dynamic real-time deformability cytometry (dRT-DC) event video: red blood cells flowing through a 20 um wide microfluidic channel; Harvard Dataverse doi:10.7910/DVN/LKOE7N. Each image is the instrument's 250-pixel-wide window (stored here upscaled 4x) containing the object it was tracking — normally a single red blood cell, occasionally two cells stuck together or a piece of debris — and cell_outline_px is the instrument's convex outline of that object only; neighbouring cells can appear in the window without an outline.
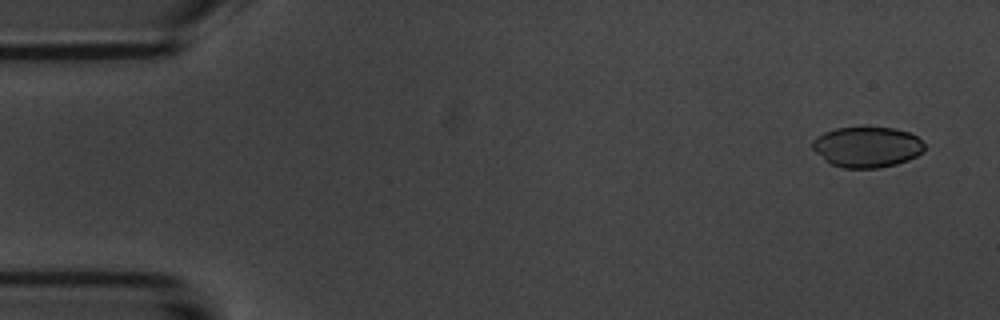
{"species": "common noctule bat (a hibernating species)", "species_latin": "Nyctalus noctula", "temperature_condition": "room temperature", "stored_images_in_passage": 4, "camera_frame_rate_fps": 3000, "um_per_image_px": 0.085, "animal": {"sex": "male", "body_mass_g": 20.1, "forearm_length_mm": 53.5}, "frame": {"image": 1, "passage_image": 1, "time_ms": 0.0, "image_size_px": [1000, 320], "cell_outline_px": [[924, 152], [908, 160], [896, 164], [880, 168], [844, 168], [828, 164], [812, 148], [812, 140], [816, 136], [824, 132], [836, 128], [892, 128], [908, 132], [916, 136], [924, 144]], "centroid_in_image_um": [73.67, 12.51], "position_along_channel_um": 11.3, "area_um2": 26.53}}